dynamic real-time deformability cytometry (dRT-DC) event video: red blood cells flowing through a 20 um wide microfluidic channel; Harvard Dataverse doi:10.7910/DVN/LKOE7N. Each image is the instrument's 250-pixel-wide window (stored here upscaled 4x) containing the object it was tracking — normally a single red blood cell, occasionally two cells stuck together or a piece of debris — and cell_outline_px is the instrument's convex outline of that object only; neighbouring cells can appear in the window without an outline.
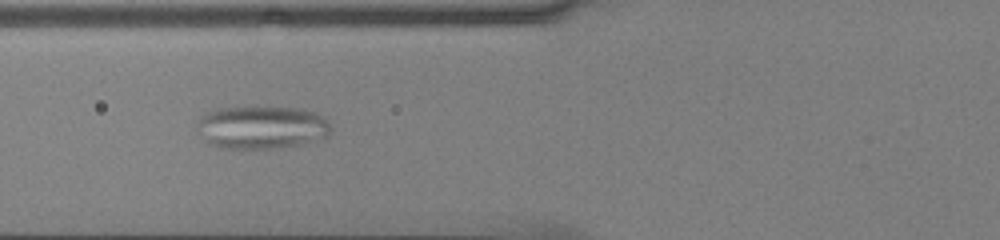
{"species": "common noctule bat (a hibernating species)", "species_latin": "Nyctalus noctula", "temperature_condition": "cold", "stored_images_in_passage": 54, "camera_frame_rate_fps": 3000, "um_per_image_px": 0.085, "animal": {"sex": "male", "body_mass_g": 13.0, "forearm_length_mm": 53.1}, "frame": {"image": 1, "passage_image": 23, "time_ms": 7.333, "image_size_px": [1000, 240], "cell_outline_px": [[328, 136], [300, 144], [272, 148], [220, 148], [208, 144], [196, 132], [196, 124], [200, 116], [204, 112], [216, 108], [252, 104], [256, 104], [304, 108], [316, 112], [324, 116], [328, 124]], "centroid_in_image_um": [22.14, 10.75], "position_along_channel_um": 103.7, "area_um2": 34.85}}
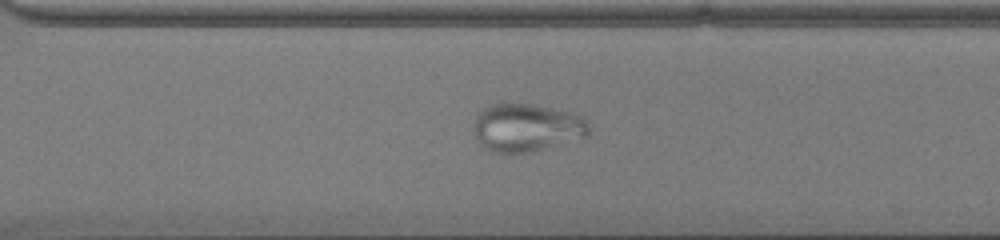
{"frame": {"image": 2, "passage_image": 40, "time_ms": 13.0, "image_size_px": [1000, 240], "cell_outline_px": [[588, 136], [528, 152], [512, 156], [504, 156], [488, 152], [480, 144], [472, 132], [472, 120], [476, 112], [492, 104], [532, 104], [568, 112], [584, 116], [588, 120]], "centroid_in_image_um": [44.65, 10.88], "position_along_channel_um": 325.9, "area_um2": 33.0}}